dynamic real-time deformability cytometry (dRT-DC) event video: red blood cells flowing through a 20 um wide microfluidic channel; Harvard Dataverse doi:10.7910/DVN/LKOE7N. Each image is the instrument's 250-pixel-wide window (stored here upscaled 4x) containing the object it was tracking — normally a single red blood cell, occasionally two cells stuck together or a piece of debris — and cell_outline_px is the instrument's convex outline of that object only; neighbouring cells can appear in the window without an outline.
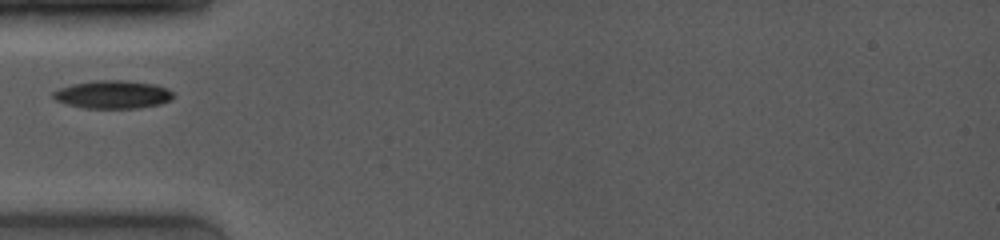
{"species": "common noctule bat (a hibernating species)", "species_latin": "Nyctalus noctula", "temperature_condition": "room temperature", "stored_images_in_passage": 48, "camera_frame_rate_fps": 4000, "um_per_image_px": 0.085, "animal": {"sex": "female", "body_mass_g": 19.0, "forearm_length_mm": 53.3}, "frame": {"image": 1, "passage_image": 1, "time_ms": 0.0, "image_size_px": [1000, 240], "cell_outline_px": [[176, 96], [172, 100], [160, 104], [140, 108], [84, 108], [68, 104], [56, 100], [52, 96], [52, 92], [60, 88], [72, 84], [96, 80], [124, 80], [156, 84], [172, 92]], "centroid_in_image_um": [9.61, 8.03], "position_along_channel_um": 75.4, "area_um2": 19.71}}